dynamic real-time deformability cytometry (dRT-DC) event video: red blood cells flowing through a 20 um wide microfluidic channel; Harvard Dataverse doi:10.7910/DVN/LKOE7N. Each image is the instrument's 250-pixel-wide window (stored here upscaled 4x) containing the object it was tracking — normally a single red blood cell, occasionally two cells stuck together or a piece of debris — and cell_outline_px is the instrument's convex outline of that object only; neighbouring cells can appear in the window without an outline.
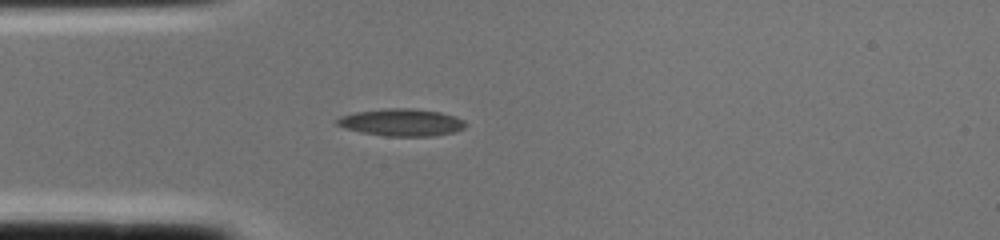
{"species": "common noctule bat (a hibernating species)", "species_latin": "Nyctalus noctula", "temperature_condition": "cold", "stored_images_in_passage": 2, "camera_frame_rate_fps": 3000, "um_per_image_px": 0.085, "animal": {"sex": "female", "body_mass_g": 22.0, "forearm_length_mm": 56.7}, "frame": {"image": 1, "passage_image": 2, "time_ms": 0.333, "image_size_px": [1000, 240], "cell_outline_px": [[468, 124], [464, 128], [452, 132], [436, 136], [388, 136], [360, 132], [344, 128], [336, 124], [336, 120], [340, 116], [356, 112], [388, 108], [408, 108], [440, 112], [456, 116], [464, 120]], "centroid_in_image_um": [34.15, 10.4], "position_along_channel_um": 50.9, "area_um2": 20.4}}